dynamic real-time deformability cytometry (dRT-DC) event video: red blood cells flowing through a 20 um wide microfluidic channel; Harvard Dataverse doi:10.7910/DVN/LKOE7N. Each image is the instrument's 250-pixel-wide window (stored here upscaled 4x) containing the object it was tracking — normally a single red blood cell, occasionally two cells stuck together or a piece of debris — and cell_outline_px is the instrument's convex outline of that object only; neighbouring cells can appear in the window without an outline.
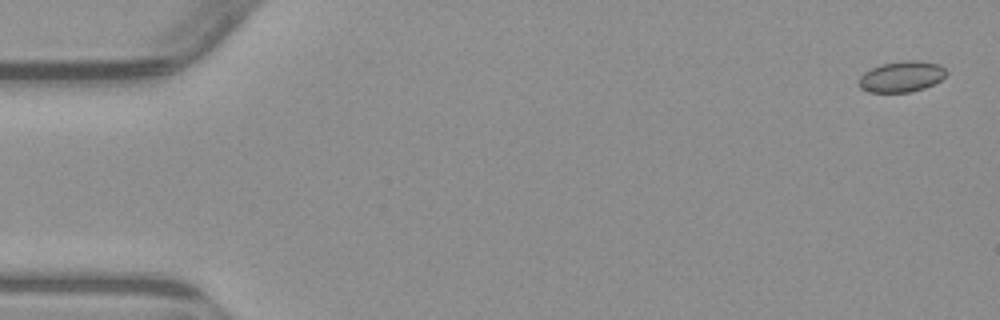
{"species": "common noctule bat (a hibernating species)", "species_latin": "Nyctalus noctula", "temperature_condition": "warm", "stored_images_in_passage": 5, "camera_frame_rate_fps": 3000, "um_per_image_px": 0.085, "animal": {"sex": "male", "body_mass_g": 23.1, "forearm_length_mm": 52.7}, "frame": {"image": 1, "passage_image": 1, "time_ms": 0.0, "image_size_px": [1000, 320], "cell_outline_px": [[948, 72], [940, 80], [924, 88], [912, 92], [868, 92], [860, 88], [856, 80], [864, 72], [880, 64], [904, 60], [916, 60], [940, 64]], "centroid_in_image_um": [76.6, 6.51], "position_along_channel_um": 8.4, "area_um2": 15.9}}
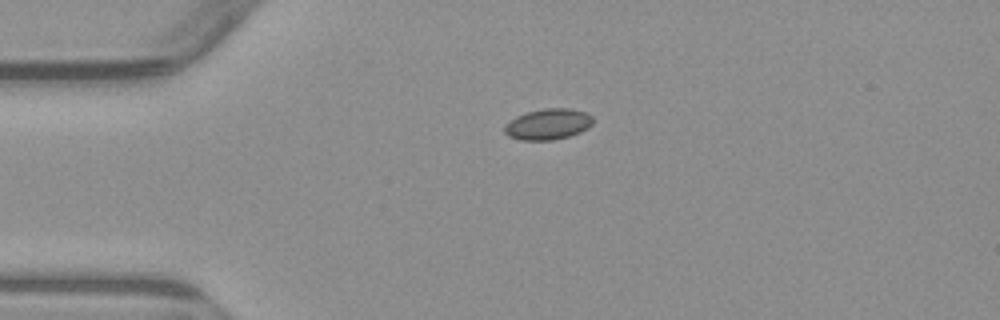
{"frame": {"image": 2, "passage_image": 4, "time_ms": 3.667, "image_size_px": [1000, 320], "cell_outline_px": [[592, 124], [588, 128], [580, 132], [568, 136], [552, 140], [520, 140], [508, 136], [504, 132], [504, 124], [516, 116], [528, 112], [544, 108], [568, 108], [584, 112], [592, 116]], "centroid_in_image_um": [46.55, 10.56], "position_along_channel_um": 38.4, "area_um2": 15.9}}